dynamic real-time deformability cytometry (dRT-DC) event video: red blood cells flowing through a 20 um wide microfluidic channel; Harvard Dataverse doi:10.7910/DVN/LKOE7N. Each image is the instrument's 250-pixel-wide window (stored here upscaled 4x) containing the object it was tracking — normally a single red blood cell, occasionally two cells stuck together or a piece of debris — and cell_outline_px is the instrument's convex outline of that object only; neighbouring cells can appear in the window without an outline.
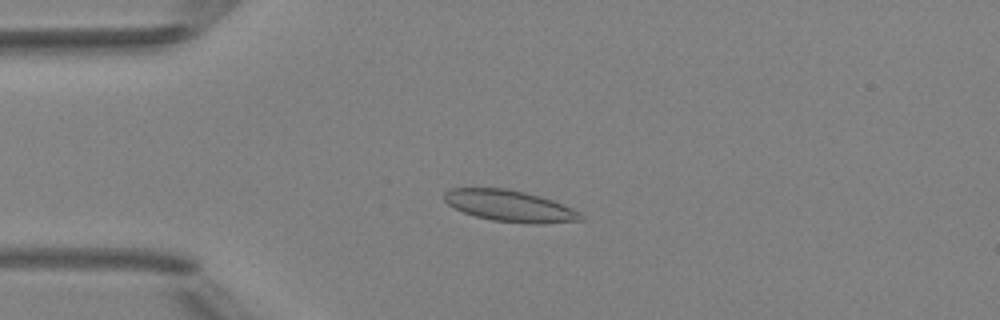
{"species": "Egyptian fruit bat (a non-hibernating species)", "species_latin": "Rousettus aegyptiacus", "temperature_condition": "room temperature", "stored_images_in_passage": 38, "camera_frame_rate_fps": 3000, "um_per_image_px": 0.085, "animal": {"sex": "female"}, "frame": {"image": 1, "passage_image": 1, "time_ms": 0.0, "image_size_px": [1000, 320], "cell_outline_px": [[584, 220], [544, 224], [532, 224], [492, 220], [476, 216], [464, 212], [448, 204], [444, 200], [444, 192], [452, 188], [508, 188], [540, 196], [552, 200], [572, 208], [580, 212], [584, 216]], "centroid_in_image_um": [43.37, 17.51], "position_along_channel_um": 41.6, "area_um2": 24.97}}
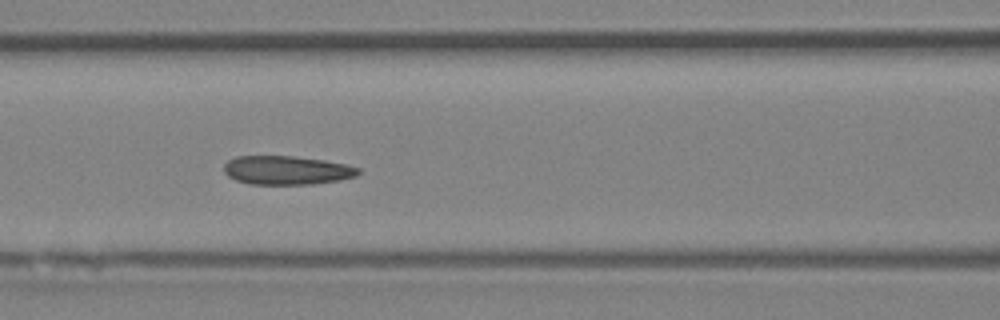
{"frame": {"image": 2, "passage_image": 10, "time_ms": 3.0, "image_size_px": [1000, 320], "cell_outline_px": [[360, 172], [356, 176], [340, 180], [312, 184], [248, 184], [236, 180], [228, 176], [224, 172], [224, 164], [228, 160], [236, 156], [292, 156], [324, 160], [348, 164], [360, 168]], "centroid_in_image_um": [24.38, 14.47], "position_along_channel_um": 142.2, "area_um2": 22.66}}
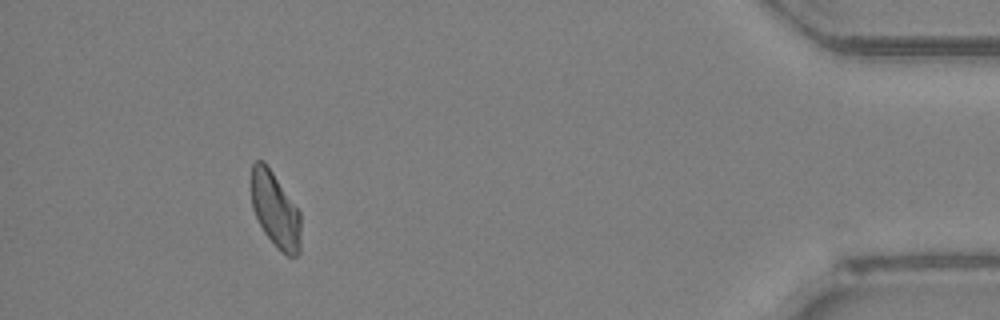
{"frame": {"image": 3, "passage_image": 34, "time_ms": 11.0, "image_size_px": [1000, 320], "cell_outline_px": [[300, 252], [296, 256], [288, 256], [276, 248], [264, 232], [252, 208], [252, 164], [256, 160], [264, 160], [300, 212]], "centroid_in_image_um": [23.4, 17.86], "position_along_channel_um": 411.8, "area_um2": 21.56}}